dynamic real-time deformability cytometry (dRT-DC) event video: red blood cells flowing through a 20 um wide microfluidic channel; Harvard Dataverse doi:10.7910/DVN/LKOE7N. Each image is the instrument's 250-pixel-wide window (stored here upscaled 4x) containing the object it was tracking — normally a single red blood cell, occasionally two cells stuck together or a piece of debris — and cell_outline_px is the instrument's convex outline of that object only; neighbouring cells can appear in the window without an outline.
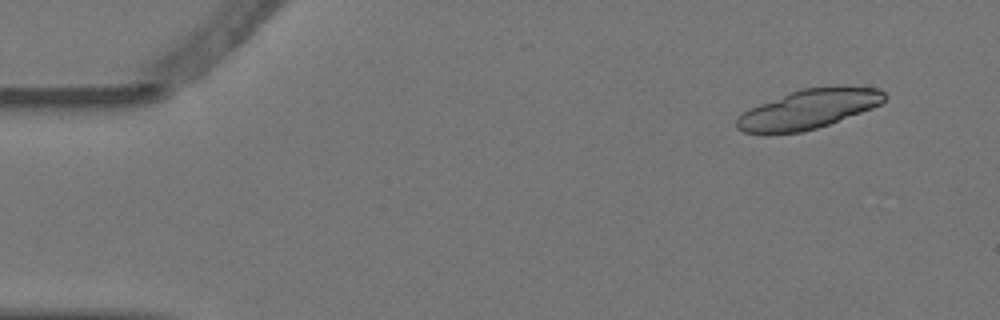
{"species": "Egyptian fruit bat (a non-hibernating species)", "species_latin": "Rousettus aegyptiacus", "temperature_condition": "warm", "stored_images_in_passage": 6, "camera_frame_rate_fps": 3000, "um_per_image_px": 0.085, "animal": {"sex": "female"}, "frame": {"image": 1, "passage_image": 2, "time_ms": 0.333, "image_size_px": [1000, 320], "cell_outline_px": [[888, 96], [880, 104], [872, 108], [828, 124], [816, 128], [800, 132], [768, 136], [764, 136], [744, 132], [736, 128], [736, 120], [744, 112], [760, 104], [800, 88], [832, 84], [844, 84], [880, 88]], "centroid_in_image_um": [68.75, 9.26], "position_along_channel_um": 16.2, "area_um2": 34.74}}